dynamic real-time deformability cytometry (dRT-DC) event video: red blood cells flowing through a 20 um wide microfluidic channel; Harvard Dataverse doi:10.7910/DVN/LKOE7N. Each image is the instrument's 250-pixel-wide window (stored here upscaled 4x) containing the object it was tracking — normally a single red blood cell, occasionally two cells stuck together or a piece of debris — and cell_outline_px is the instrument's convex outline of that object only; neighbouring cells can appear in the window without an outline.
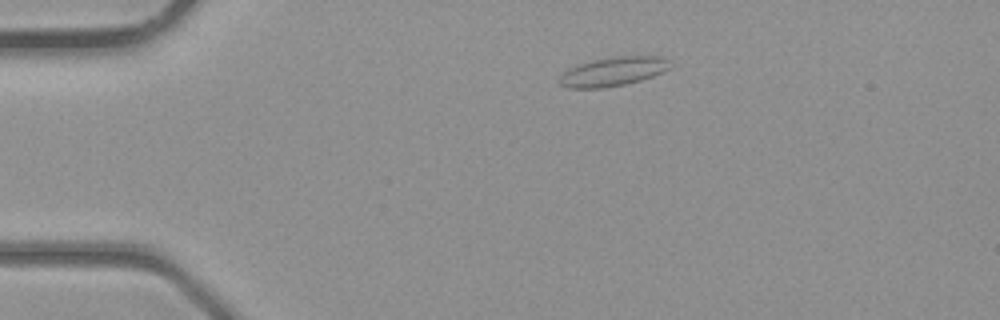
{"species": "common noctule bat (a hibernating species)", "species_latin": "Nyctalus noctula", "temperature_condition": "room temperature", "stored_images_in_passage": 40, "camera_frame_rate_fps": 3000, "um_per_image_px": 0.085, "animal": {"sex": "male", "body_mass_g": 23.1, "forearm_length_mm": 52.7}, "frame": {"image": 1, "passage_image": 7, "time_ms": 2.0, "image_size_px": [1000, 320], "cell_outline_px": [[672, 68], [664, 72], [640, 80], [624, 84], [604, 88], [568, 88], [560, 84], [560, 76], [568, 68], [576, 64], [608, 56], [660, 56], [668, 60]], "centroid_in_image_um": [52.11, 6.07], "position_along_channel_um": 32.9, "area_um2": 18.9}}
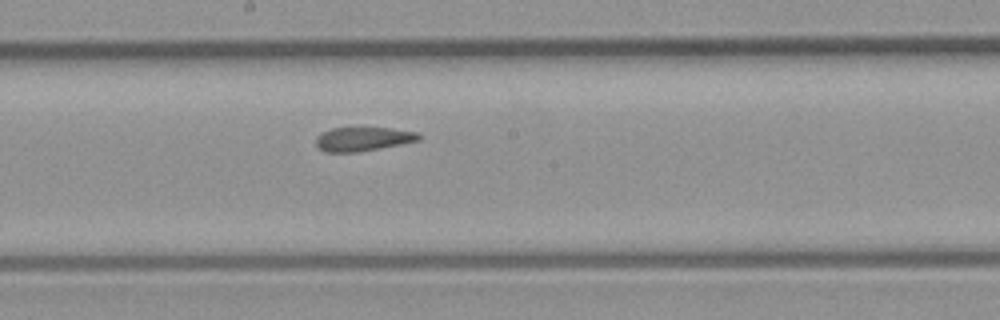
{"frame": {"image": 2, "passage_image": 21, "time_ms": 6.667, "image_size_px": [1000, 320], "cell_outline_px": [[420, 140], [400, 144], [356, 152], [324, 152], [316, 144], [316, 136], [332, 128], [388, 128], [416, 132], [420, 136]], "centroid_in_image_um": [30.83, 11.82], "position_along_channel_um": 217.4, "area_um2": 14.05}}
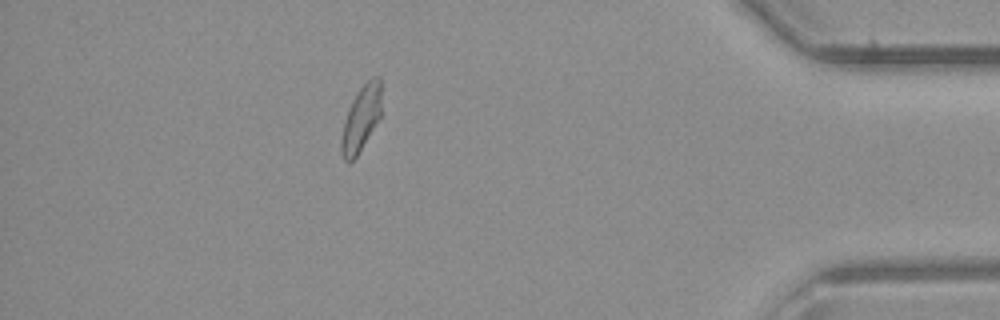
{"frame": {"image": 3, "passage_image": 35, "time_ms": 11.333, "image_size_px": [1000, 320], "cell_outline_px": [[380, 116], [356, 156], [348, 164], [344, 160], [340, 152], [340, 144], [344, 120], [348, 108], [352, 100], [360, 88], [372, 76], [380, 76]], "centroid_in_image_um": [30.65, 10.08], "position_along_channel_um": 404.5, "area_um2": 14.97}}